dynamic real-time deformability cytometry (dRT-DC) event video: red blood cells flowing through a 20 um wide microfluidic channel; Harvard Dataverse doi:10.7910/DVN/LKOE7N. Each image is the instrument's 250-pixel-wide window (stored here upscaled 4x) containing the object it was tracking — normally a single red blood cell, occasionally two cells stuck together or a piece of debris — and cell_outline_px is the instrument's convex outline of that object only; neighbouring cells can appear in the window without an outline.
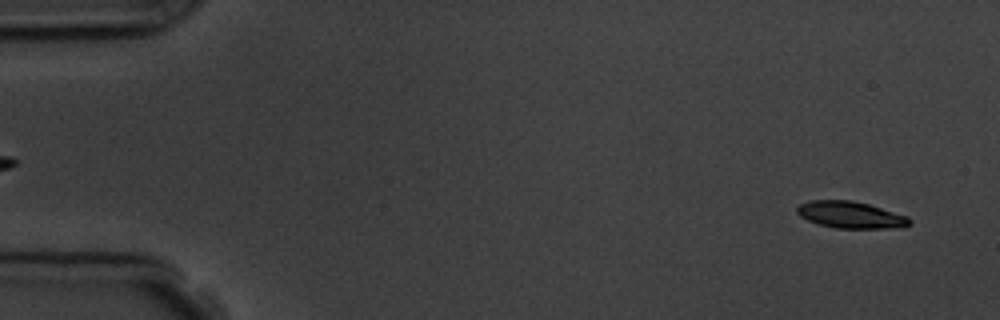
{"species": "common noctule bat (a hibernating species)", "species_latin": "Nyctalus noctula", "temperature_condition": "room temperature", "stored_images_in_passage": 6, "camera_frame_rate_fps": 3000, "um_per_image_px": 0.085, "animal": {"sex": "male", "body_mass_g": 19.5, "forearm_length_mm": 54.6}, "frame": {"image": 1, "passage_image": 1, "time_ms": 0.0, "image_size_px": [1000, 320], "cell_outline_px": [[912, 224], [904, 228], [836, 228], [820, 224], [808, 220], [800, 216], [796, 212], [796, 208], [800, 204], [812, 200], [852, 200], [868, 204], [908, 216], [912, 220]], "centroid_in_image_um": [72.35, 18.27], "position_along_channel_um": 12.6, "area_um2": 17.63}}
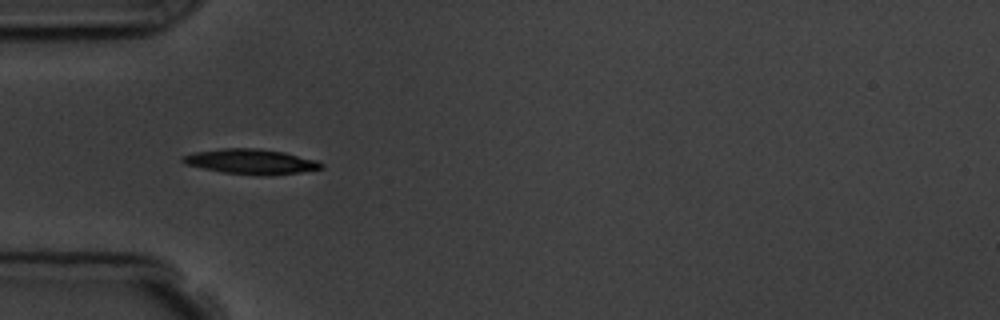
{"frame": {"image": 2, "passage_image": 5, "time_ms": 4.667, "image_size_px": [1000, 320], "cell_outline_px": [[324, 168], [268, 176], [224, 172], [184, 164], [180, 160], [184, 156], [196, 152], [220, 148], [260, 148], [284, 152], [316, 160], [324, 164]], "centroid_in_image_um": [21.34, 13.72], "position_along_channel_um": 63.7, "area_um2": 20.0}}